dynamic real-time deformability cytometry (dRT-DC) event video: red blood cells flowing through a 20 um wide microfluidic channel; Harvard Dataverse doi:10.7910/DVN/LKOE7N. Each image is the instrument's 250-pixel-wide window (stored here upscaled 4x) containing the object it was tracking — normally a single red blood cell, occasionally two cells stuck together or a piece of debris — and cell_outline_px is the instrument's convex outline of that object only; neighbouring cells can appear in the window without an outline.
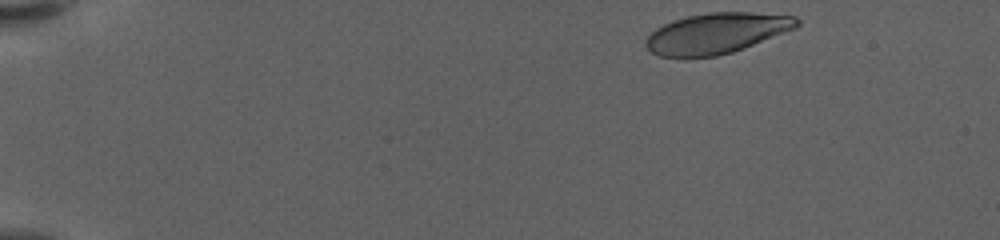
{"species": "human", "species_latin": "Homo sapiens", "temperature_condition": "warm", "stored_images_in_passage": 46, "camera_frame_rate_fps": 3000, "um_per_image_px": 0.085, "donor": {"sex": "female"}, "frame": {"image": 1, "passage_image": 1, "time_ms": 0.0, "image_size_px": [1000, 240], "cell_outline_px": [[800, 24], [796, 28], [744, 48], [732, 52], [716, 56], [660, 56], [652, 52], [644, 44], [644, 40], [656, 28], [672, 20], [688, 16], [708, 12], [752, 12], [796, 16], [800, 20]], "centroid_in_image_um": [60.93, 2.81], "position_along_channel_um": 24.1, "area_um2": 35.55}}
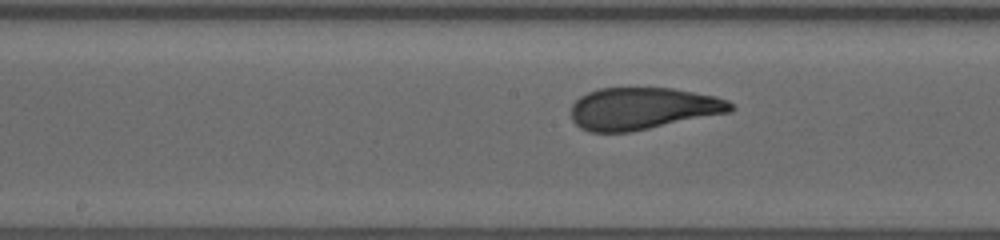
{"frame": {"image": 2, "passage_image": 25, "time_ms": 8.0, "image_size_px": [1000, 240], "cell_outline_px": [[736, 108], [732, 112], [632, 132], [592, 132], [580, 128], [572, 120], [572, 104], [580, 96], [588, 92], [600, 88], [672, 88], [716, 96], [728, 100], [736, 104]], "centroid_in_image_um": [54.69, 9.23], "position_along_channel_um": 193.5, "area_um2": 39.48}}
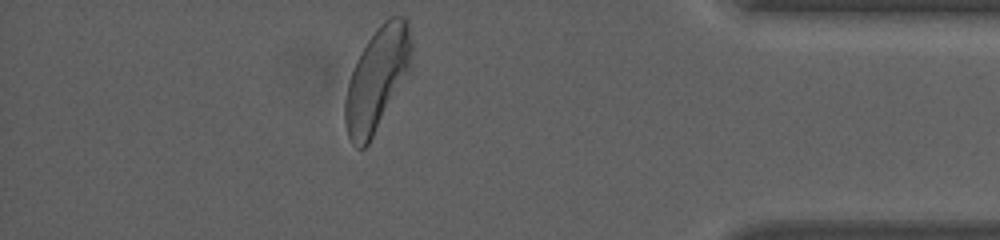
{"frame": {"image": 3, "passage_image": 45, "time_ms": 14.667, "image_size_px": [1000, 240], "cell_outline_px": [[412, 68], [368, 144], [364, 148], [356, 148], [352, 144], [348, 136], [344, 120], [344, 100], [348, 84], [356, 60], [360, 52], [376, 28], [384, 20], [392, 16], [404, 16], [408, 20], [412, 44]], "centroid_in_image_um": [32.07, 6.7], "position_along_channel_um": 403.1, "area_um2": 40.11}, "authors_computed_cell_mechanics": {"area_um2": 39.304, "velocity_mm_per_s": 3.5796, "shape_relaxation_time_tau1_ms": 4.9529, "shape_relaxation_time_tau2_ms": 0.9088, "deformation_change_tau1": 0.2102, "deformation_change_tau2": 0.0788}}